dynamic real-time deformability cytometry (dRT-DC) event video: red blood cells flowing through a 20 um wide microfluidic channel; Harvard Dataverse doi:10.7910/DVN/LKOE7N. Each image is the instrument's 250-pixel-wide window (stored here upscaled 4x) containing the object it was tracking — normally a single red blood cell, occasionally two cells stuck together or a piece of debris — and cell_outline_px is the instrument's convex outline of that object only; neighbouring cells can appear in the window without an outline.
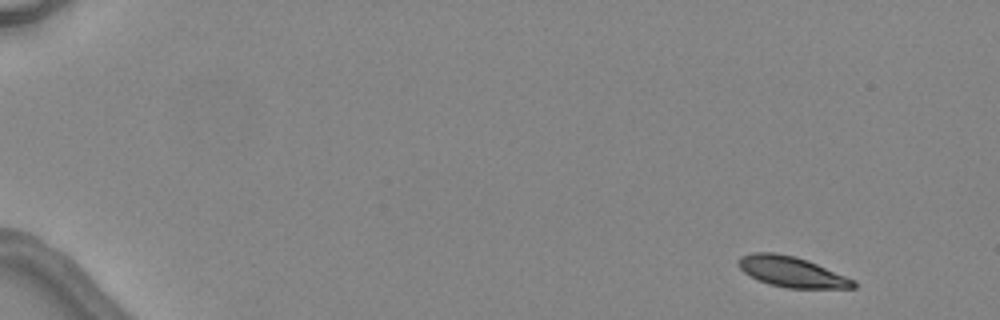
{"species": "common noctule bat (a hibernating species)", "species_latin": "Nyctalus noctula", "temperature_condition": "warm", "stored_images_in_passage": 5, "camera_frame_rate_fps": 3000, "um_per_image_px": 0.085, "animal": {"sex": "female", "body_mass_g": 24.6, "forearm_length_mm": 56.2}, "frame": {"image": 1, "passage_image": 1, "time_ms": 0.0, "image_size_px": [1000, 320], "cell_outline_px": [[856, 288], [788, 288], [768, 284], [744, 272], [740, 268], [740, 256], [752, 252], [776, 252], [808, 260], [856, 280]], "centroid_in_image_um": [67.34, 23.1], "position_along_channel_um": 17.7, "area_um2": 20.29}}